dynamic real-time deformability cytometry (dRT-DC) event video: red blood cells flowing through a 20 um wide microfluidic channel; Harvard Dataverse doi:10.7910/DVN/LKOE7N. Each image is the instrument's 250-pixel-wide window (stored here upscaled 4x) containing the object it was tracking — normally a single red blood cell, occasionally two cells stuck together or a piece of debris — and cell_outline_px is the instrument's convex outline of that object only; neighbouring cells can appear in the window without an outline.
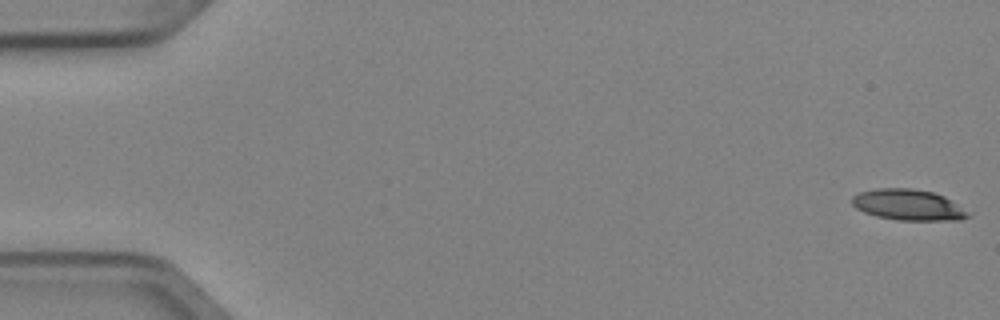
{"species": "Egyptian fruit bat (a non-hibernating species)", "species_latin": "Rousettus aegyptiacus", "temperature_condition": "cold", "stored_images_in_passage": 5, "camera_frame_rate_fps": 3000, "um_per_image_px": 0.085, "animal": {"sex": "female"}, "frame": {"image": 1, "passage_image": 1, "time_ms": 0.0, "image_size_px": [1000, 320], "cell_outline_px": [[972, 216], [960, 220], [896, 220], [876, 216], [864, 212], [856, 208], [852, 204], [852, 196], [860, 192], [876, 188], [912, 188], [932, 192], [944, 196]], "centroid_in_image_um": [77.15, 17.41], "position_along_channel_um": 7.8, "area_um2": 20.75}}
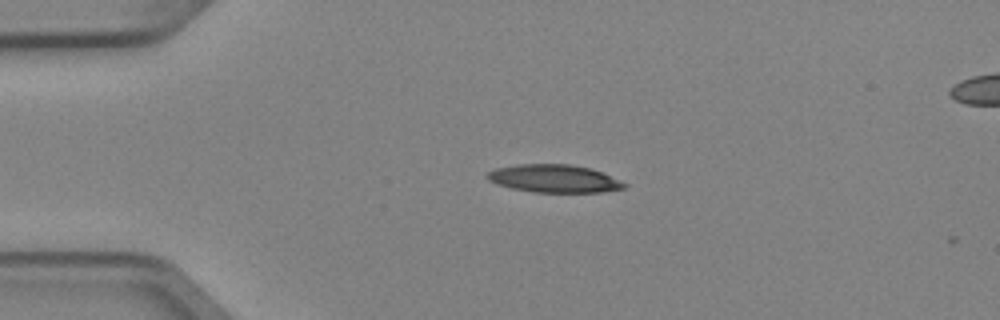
{"frame": {"image": 2, "passage_image": 4, "time_ms": 1.0, "image_size_px": [1000, 320], "cell_outline_px": [[628, 184], [624, 188], [600, 192], [532, 192], [512, 188], [496, 184], [488, 180], [484, 176], [484, 172], [496, 168], [516, 164], [568, 164], [588, 168], [600, 172]], "centroid_in_image_um": [47.0, 15.18], "position_along_channel_um": 38.0, "area_um2": 22.2}}